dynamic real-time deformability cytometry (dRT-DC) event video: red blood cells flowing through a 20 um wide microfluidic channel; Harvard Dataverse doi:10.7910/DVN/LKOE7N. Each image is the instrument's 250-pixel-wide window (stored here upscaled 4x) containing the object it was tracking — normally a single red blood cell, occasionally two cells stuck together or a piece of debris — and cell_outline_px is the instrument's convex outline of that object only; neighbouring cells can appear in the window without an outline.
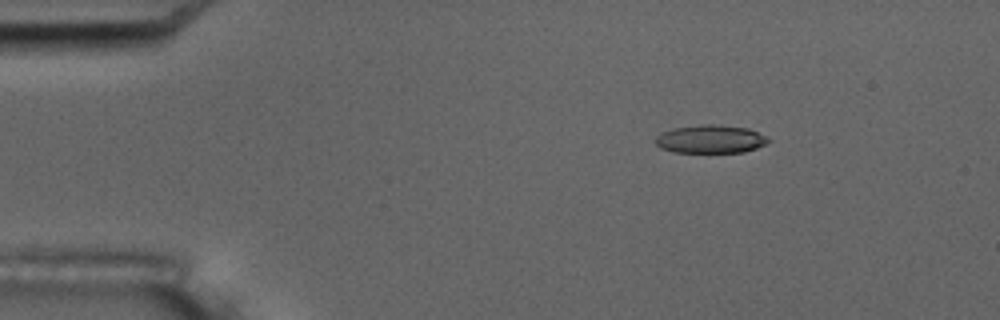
{"species": "common noctule bat (a hibernating species)", "species_latin": "Nyctalus noctula", "temperature_condition": "room temperature", "stored_images_in_passage": 4, "camera_frame_rate_fps": 3000, "um_per_image_px": 0.085, "animal": {"sex": "male", "body_mass_g": 17.5, "forearm_length_mm": 52.3}, "frame": {"image": 1, "passage_image": 2, "time_ms": 1.0, "image_size_px": [1000, 320], "cell_outline_px": [[772, 140], [768, 144], [744, 152], [672, 152], [660, 148], [656, 144], [656, 136], [672, 128], [704, 124], [720, 124], [748, 128]], "centroid_in_image_um": [60.41, 11.82], "position_along_channel_um": 24.6, "area_um2": 18.61}}